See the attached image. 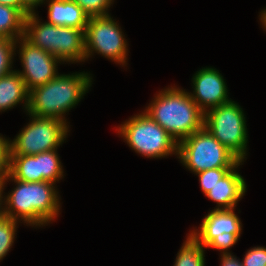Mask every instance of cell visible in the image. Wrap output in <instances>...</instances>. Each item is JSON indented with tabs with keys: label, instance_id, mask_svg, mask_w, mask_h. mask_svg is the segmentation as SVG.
Instances as JSON below:
<instances>
[{
	"label": "cell",
	"instance_id": "cell-20",
	"mask_svg": "<svg viewBox=\"0 0 266 266\" xmlns=\"http://www.w3.org/2000/svg\"><path fill=\"white\" fill-rule=\"evenodd\" d=\"M19 225L21 226L22 223L10 217L5 216L0 219V262L12 250L17 238Z\"/></svg>",
	"mask_w": 266,
	"mask_h": 266
},
{
	"label": "cell",
	"instance_id": "cell-9",
	"mask_svg": "<svg viewBox=\"0 0 266 266\" xmlns=\"http://www.w3.org/2000/svg\"><path fill=\"white\" fill-rule=\"evenodd\" d=\"M29 122L13 139L9 138V155H35L59 149L69 138L71 127L56 118L26 113Z\"/></svg>",
	"mask_w": 266,
	"mask_h": 266
},
{
	"label": "cell",
	"instance_id": "cell-29",
	"mask_svg": "<svg viewBox=\"0 0 266 266\" xmlns=\"http://www.w3.org/2000/svg\"><path fill=\"white\" fill-rule=\"evenodd\" d=\"M4 192L3 178L0 179V219L5 217V203H4Z\"/></svg>",
	"mask_w": 266,
	"mask_h": 266
},
{
	"label": "cell",
	"instance_id": "cell-26",
	"mask_svg": "<svg viewBox=\"0 0 266 266\" xmlns=\"http://www.w3.org/2000/svg\"><path fill=\"white\" fill-rule=\"evenodd\" d=\"M219 266H243L242 260L233 253L219 254Z\"/></svg>",
	"mask_w": 266,
	"mask_h": 266
},
{
	"label": "cell",
	"instance_id": "cell-17",
	"mask_svg": "<svg viewBox=\"0 0 266 266\" xmlns=\"http://www.w3.org/2000/svg\"><path fill=\"white\" fill-rule=\"evenodd\" d=\"M25 17L19 9L0 4V38L17 40L24 36Z\"/></svg>",
	"mask_w": 266,
	"mask_h": 266
},
{
	"label": "cell",
	"instance_id": "cell-19",
	"mask_svg": "<svg viewBox=\"0 0 266 266\" xmlns=\"http://www.w3.org/2000/svg\"><path fill=\"white\" fill-rule=\"evenodd\" d=\"M58 152V149H54L39 153L40 182L59 184L62 179L64 180L66 173Z\"/></svg>",
	"mask_w": 266,
	"mask_h": 266
},
{
	"label": "cell",
	"instance_id": "cell-2",
	"mask_svg": "<svg viewBox=\"0 0 266 266\" xmlns=\"http://www.w3.org/2000/svg\"><path fill=\"white\" fill-rule=\"evenodd\" d=\"M93 78L92 72L85 70L68 74L60 72L53 80L29 91L27 113L56 118L71 127L69 112L91 91L95 81Z\"/></svg>",
	"mask_w": 266,
	"mask_h": 266
},
{
	"label": "cell",
	"instance_id": "cell-6",
	"mask_svg": "<svg viewBox=\"0 0 266 266\" xmlns=\"http://www.w3.org/2000/svg\"><path fill=\"white\" fill-rule=\"evenodd\" d=\"M122 28L112 14L89 17L85 30V62L100 55L126 70L130 48Z\"/></svg>",
	"mask_w": 266,
	"mask_h": 266
},
{
	"label": "cell",
	"instance_id": "cell-12",
	"mask_svg": "<svg viewBox=\"0 0 266 266\" xmlns=\"http://www.w3.org/2000/svg\"><path fill=\"white\" fill-rule=\"evenodd\" d=\"M189 94L198 107L206 113L217 106L229 103V88L221 71L213 66L199 68L191 78Z\"/></svg>",
	"mask_w": 266,
	"mask_h": 266
},
{
	"label": "cell",
	"instance_id": "cell-11",
	"mask_svg": "<svg viewBox=\"0 0 266 266\" xmlns=\"http://www.w3.org/2000/svg\"><path fill=\"white\" fill-rule=\"evenodd\" d=\"M15 56H18L22 67V70H16L28 91L53 80L60 73L59 66L63 64L54 55L34 46L24 36L15 42Z\"/></svg>",
	"mask_w": 266,
	"mask_h": 266
},
{
	"label": "cell",
	"instance_id": "cell-23",
	"mask_svg": "<svg viewBox=\"0 0 266 266\" xmlns=\"http://www.w3.org/2000/svg\"><path fill=\"white\" fill-rule=\"evenodd\" d=\"M232 168H216L209 169L194 174L198 177L200 183V190L205 195L212 187L224 177Z\"/></svg>",
	"mask_w": 266,
	"mask_h": 266
},
{
	"label": "cell",
	"instance_id": "cell-5",
	"mask_svg": "<svg viewBox=\"0 0 266 266\" xmlns=\"http://www.w3.org/2000/svg\"><path fill=\"white\" fill-rule=\"evenodd\" d=\"M140 112L134 113L113 128L117 136L119 135L134 153L144 158H177V142L143 110Z\"/></svg>",
	"mask_w": 266,
	"mask_h": 266
},
{
	"label": "cell",
	"instance_id": "cell-27",
	"mask_svg": "<svg viewBox=\"0 0 266 266\" xmlns=\"http://www.w3.org/2000/svg\"><path fill=\"white\" fill-rule=\"evenodd\" d=\"M45 0H20L21 4L30 12L37 13L38 7H43Z\"/></svg>",
	"mask_w": 266,
	"mask_h": 266
},
{
	"label": "cell",
	"instance_id": "cell-18",
	"mask_svg": "<svg viewBox=\"0 0 266 266\" xmlns=\"http://www.w3.org/2000/svg\"><path fill=\"white\" fill-rule=\"evenodd\" d=\"M183 241L173 266H206V249L190 233Z\"/></svg>",
	"mask_w": 266,
	"mask_h": 266
},
{
	"label": "cell",
	"instance_id": "cell-14",
	"mask_svg": "<svg viewBox=\"0 0 266 266\" xmlns=\"http://www.w3.org/2000/svg\"><path fill=\"white\" fill-rule=\"evenodd\" d=\"M47 6L46 22L86 30L89 16L73 0H45Z\"/></svg>",
	"mask_w": 266,
	"mask_h": 266
},
{
	"label": "cell",
	"instance_id": "cell-22",
	"mask_svg": "<svg viewBox=\"0 0 266 266\" xmlns=\"http://www.w3.org/2000/svg\"><path fill=\"white\" fill-rule=\"evenodd\" d=\"M89 17L106 16L111 14V8L116 0H73Z\"/></svg>",
	"mask_w": 266,
	"mask_h": 266
},
{
	"label": "cell",
	"instance_id": "cell-24",
	"mask_svg": "<svg viewBox=\"0 0 266 266\" xmlns=\"http://www.w3.org/2000/svg\"><path fill=\"white\" fill-rule=\"evenodd\" d=\"M241 260L243 266H266V247L261 245L250 247Z\"/></svg>",
	"mask_w": 266,
	"mask_h": 266
},
{
	"label": "cell",
	"instance_id": "cell-3",
	"mask_svg": "<svg viewBox=\"0 0 266 266\" xmlns=\"http://www.w3.org/2000/svg\"><path fill=\"white\" fill-rule=\"evenodd\" d=\"M142 110L178 143L204 127L205 113L176 84L156 91Z\"/></svg>",
	"mask_w": 266,
	"mask_h": 266
},
{
	"label": "cell",
	"instance_id": "cell-16",
	"mask_svg": "<svg viewBox=\"0 0 266 266\" xmlns=\"http://www.w3.org/2000/svg\"><path fill=\"white\" fill-rule=\"evenodd\" d=\"M8 174L22 182H40L39 154L9 155Z\"/></svg>",
	"mask_w": 266,
	"mask_h": 266
},
{
	"label": "cell",
	"instance_id": "cell-15",
	"mask_svg": "<svg viewBox=\"0 0 266 266\" xmlns=\"http://www.w3.org/2000/svg\"><path fill=\"white\" fill-rule=\"evenodd\" d=\"M18 105L26 114L29 106V91L20 73L14 69L0 77V114Z\"/></svg>",
	"mask_w": 266,
	"mask_h": 266
},
{
	"label": "cell",
	"instance_id": "cell-13",
	"mask_svg": "<svg viewBox=\"0 0 266 266\" xmlns=\"http://www.w3.org/2000/svg\"><path fill=\"white\" fill-rule=\"evenodd\" d=\"M244 164L240 161L204 195L216 203L214 209L237 208L248 189L246 179L239 173Z\"/></svg>",
	"mask_w": 266,
	"mask_h": 266
},
{
	"label": "cell",
	"instance_id": "cell-10",
	"mask_svg": "<svg viewBox=\"0 0 266 266\" xmlns=\"http://www.w3.org/2000/svg\"><path fill=\"white\" fill-rule=\"evenodd\" d=\"M238 208L212 209L202 218L198 227L189 229V233L207 250L219 251V254L232 253V247L243 234V223L235 212Z\"/></svg>",
	"mask_w": 266,
	"mask_h": 266
},
{
	"label": "cell",
	"instance_id": "cell-25",
	"mask_svg": "<svg viewBox=\"0 0 266 266\" xmlns=\"http://www.w3.org/2000/svg\"><path fill=\"white\" fill-rule=\"evenodd\" d=\"M9 137L0 133V179L8 173Z\"/></svg>",
	"mask_w": 266,
	"mask_h": 266
},
{
	"label": "cell",
	"instance_id": "cell-28",
	"mask_svg": "<svg viewBox=\"0 0 266 266\" xmlns=\"http://www.w3.org/2000/svg\"><path fill=\"white\" fill-rule=\"evenodd\" d=\"M0 4L19 9L25 16L30 12L21 4L20 0H0Z\"/></svg>",
	"mask_w": 266,
	"mask_h": 266
},
{
	"label": "cell",
	"instance_id": "cell-21",
	"mask_svg": "<svg viewBox=\"0 0 266 266\" xmlns=\"http://www.w3.org/2000/svg\"><path fill=\"white\" fill-rule=\"evenodd\" d=\"M16 40L0 38V77L14 70ZM16 59V60H15Z\"/></svg>",
	"mask_w": 266,
	"mask_h": 266
},
{
	"label": "cell",
	"instance_id": "cell-1",
	"mask_svg": "<svg viewBox=\"0 0 266 266\" xmlns=\"http://www.w3.org/2000/svg\"><path fill=\"white\" fill-rule=\"evenodd\" d=\"M9 182L13 188L4 192L6 217L32 229L50 226L58 220L63 201L57 184L48 181L22 182L7 173L3 177L5 189Z\"/></svg>",
	"mask_w": 266,
	"mask_h": 266
},
{
	"label": "cell",
	"instance_id": "cell-4",
	"mask_svg": "<svg viewBox=\"0 0 266 266\" xmlns=\"http://www.w3.org/2000/svg\"><path fill=\"white\" fill-rule=\"evenodd\" d=\"M24 37L54 55L63 65L85 63V31L48 23L37 13L25 17Z\"/></svg>",
	"mask_w": 266,
	"mask_h": 266
},
{
	"label": "cell",
	"instance_id": "cell-8",
	"mask_svg": "<svg viewBox=\"0 0 266 266\" xmlns=\"http://www.w3.org/2000/svg\"><path fill=\"white\" fill-rule=\"evenodd\" d=\"M246 113L239 102L217 106L205 113L204 127L240 161L249 154V134Z\"/></svg>",
	"mask_w": 266,
	"mask_h": 266
},
{
	"label": "cell",
	"instance_id": "cell-7",
	"mask_svg": "<svg viewBox=\"0 0 266 266\" xmlns=\"http://www.w3.org/2000/svg\"><path fill=\"white\" fill-rule=\"evenodd\" d=\"M177 159L190 173L234 168L240 160L205 127L178 143Z\"/></svg>",
	"mask_w": 266,
	"mask_h": 266
},
{
	"label": "cell",
	"instance_id": "cell-30",
	"mask_svg": "<svg viewBox=\"0 0 266 266\" xmlns=\"http://www.w3.org/2000/svg\"><path fill=\"white\" fill-rule=\"evenodd\" d=\"M258 19H259V23H260V28L263 29L264 33L266 32V7H264L263 9H261L258 12Z\"/></svg>",
	"mask_w": 266,
	"mask_h": 266
}]
</instances>
